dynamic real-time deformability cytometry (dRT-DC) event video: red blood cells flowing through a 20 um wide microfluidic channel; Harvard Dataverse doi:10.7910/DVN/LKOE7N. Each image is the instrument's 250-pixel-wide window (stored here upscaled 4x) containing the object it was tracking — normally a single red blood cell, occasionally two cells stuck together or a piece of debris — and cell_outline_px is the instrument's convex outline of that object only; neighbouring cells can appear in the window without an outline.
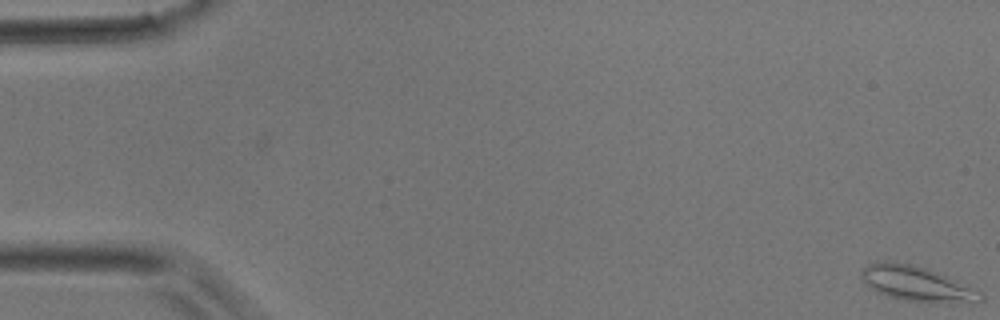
{"species": "common noctule bat (a hibernating species)", "species_latin": "Nyctalus noctula", "temperature_condition": "room temperature", "stored_images_in_passage": 3, "camera_frame_rate_fps": 3000, "um_per_image_px": 0.085, "animal": {"sex": "male", "body_mass_g": 17.9}, "frame": {"image": 1, "passage_image": 3, "time_ms": 0.667, "image_size_px": [1000, 320], "cell_outline_px": [[984, 300], [976, 304], [948, 304], [904, 300], [888, 296], [876, 292], [868, 288], [860, 276], [860, 272], [868, 264], [880, 260], [896, 260], [912, 264], [936, 272], [980, 292], [984, 296]], "centroid_in_image_um": [77.9, 24.14], "position_along_channel_um": 7.1, "area_um2": 24.8}}